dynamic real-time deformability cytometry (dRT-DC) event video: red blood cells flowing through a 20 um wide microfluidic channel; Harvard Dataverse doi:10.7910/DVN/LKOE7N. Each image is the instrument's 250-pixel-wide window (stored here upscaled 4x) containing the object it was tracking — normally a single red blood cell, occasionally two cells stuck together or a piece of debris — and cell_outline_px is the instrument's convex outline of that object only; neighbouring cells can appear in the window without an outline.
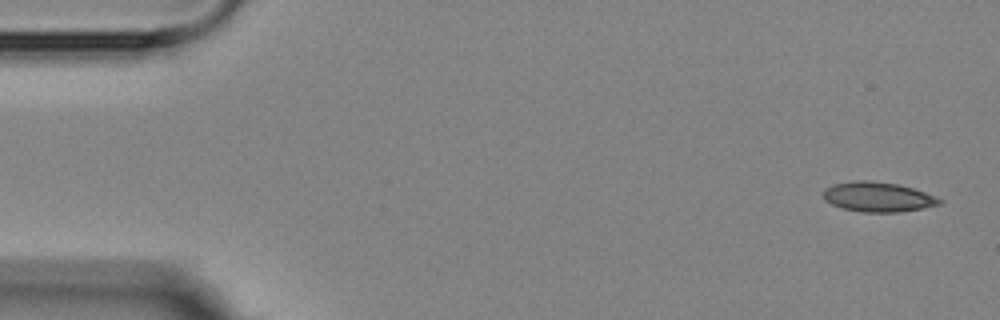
{"species": "Egyptian fruit bat (a non-hibernating species)", "species_latin": "Rousettus aegyptiacus", "temperature_condition": "room temperature", "stored_images_in_passage": 6, "camera_frame_rate_fps": 3000, "um_per_image_px": 0.085, "animal": {"sex": "female"}, "frame": {"image": 1, "passage_image": 1, "time_ms": 0.0, "image_size_px": [1000, 320], "cell_outline_px": [[944, 200], [940, 204], [920, 208], [896, 212], [864, 212], [844, 208], [832, 204], [824, 200], [824, 188], [832, 184], [856, 180], [864, 180], [896, 184], [912, 188], [936, 196]], "centroid_in_image_um": [74.6, 16.73], "position_along_channel_um": 10.4, "area_um2": 19.88}}
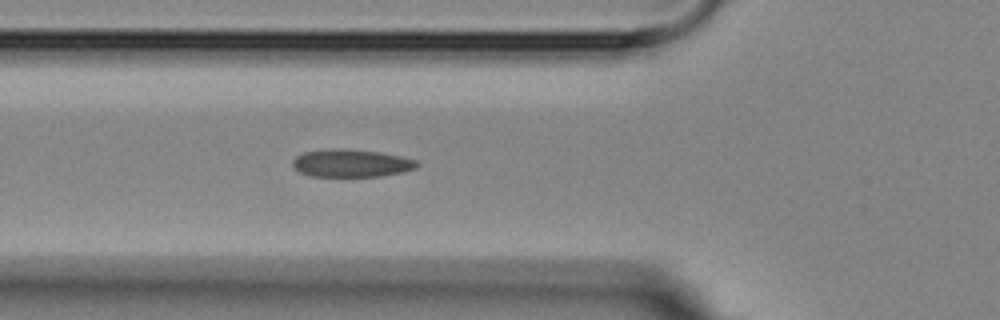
{"frame": {"image": 2, "passage_image": 6, "time_ms": 5.667, "image_size_px": [1000, 320], "cell_outline_px": [[420, 164], [416, 168], [404, 172], [380, 176], [308, 176], [300, 172], [292, 164], [292, 160], [296, 156], [304, 152], [328, 148], [344, 148], [380, 152], [400, 156], [416, 160]], "centroid_in_image_um": [29.86, 13.86], "position_along_channel_um": 95.9, "area_um2": 20.23}}